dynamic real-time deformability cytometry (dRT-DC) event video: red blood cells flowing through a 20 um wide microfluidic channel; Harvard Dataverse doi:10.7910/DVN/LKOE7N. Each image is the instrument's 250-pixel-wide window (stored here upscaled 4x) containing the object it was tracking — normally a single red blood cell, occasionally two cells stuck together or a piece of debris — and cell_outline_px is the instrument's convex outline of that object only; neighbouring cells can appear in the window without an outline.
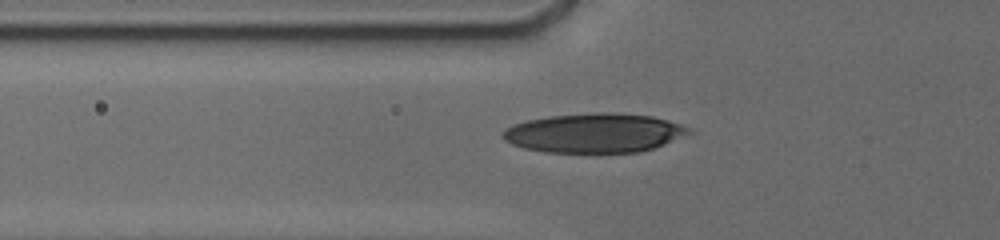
{"species": "human", "species_latin": "Homo sapiens", "temperature_condition": "cold", "stored_images_in_passage": 6, "camera_frame_rate_fps": 3000, "um_per_image_px": 0.085, "donor": {"sex": "male"}, "frame": {"image": 1, "passage_image": 2, "time_ms": 0.667, "image_size_px": [1000, 240], "cell_outline_px": [[696, 132], [656, 148], [640, 152], [544, 152], [524, 148], [512, 144], [504, 140], [504, 132], [508, 128], [516, 124], [528, 120], [552, 116], [652, 116], [668, 120], [692, 128]], "centroid_in_image_um": [50.61, 11.37], "position_along_channel_um": 75.2, "area_um2": 40.98}}
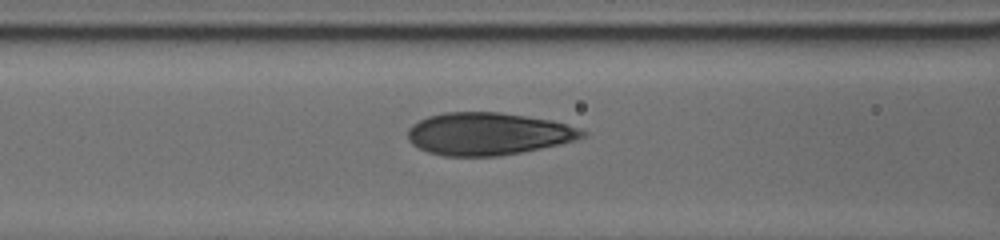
{"frame": {"image": 2, "passage_image": 4, "time_ms": 2.0, "image_size_px": [1000, 240], "cell_outline_px": [[588, 132], [584, 136], [576, 140], [560, 144], [520, 152], [496, 156], [444, 156], [428, 152], [412, 144], [408, 140], [408, 128], [412, 124], [428, 116], [444, 112], [496, 112], [552, 120], [580, 128]], "centroid_in_image_um": [41.48, 11.37], "position_along_channel_um": 125.1, "area_um2": 43.06}}
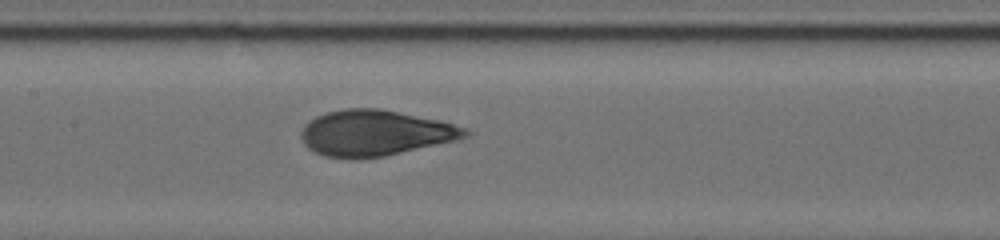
{"frame": {"image": 3, "passage_image": 6, "time_ms": 3.333, "image_size_px": [1000, 240], "cell_outline_px": [[472, 132], [468, 136], [460, 140], [384, 156], [324, 156], [308, 148], [304, 144], [300, 136], [300, 132], [304, 124], [308, 120], [316, 116], [328, 112], [344, 108], [380, 108], [440, 120], [468, 128]], "centroid_in_image_um": [31.93, 11.27], "position_along_channel_um": 175.5, "area_um2": 43.58}}